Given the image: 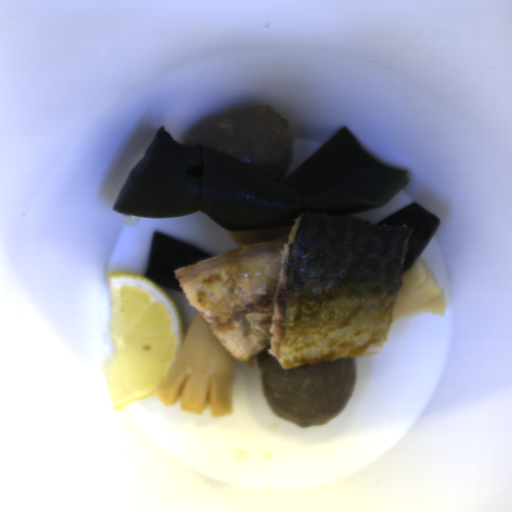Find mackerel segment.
Listing matches in <instances>:
<instances>
[{
	"label": "mackerel segment",
	"mask_w": 512,
	"mask_h": 512,
	"mask_svg": "<svg viewBox=\"0 0 512 512\" xmlns=\"http://www.w3.org/2000/svg\"><path fill=\"white\" fill-rule=\"evenodd\" d=\"M413 230L351 215L300 213L280 238L173 272L232 358L264 349L280 368L384 350Z\"/></svg>",
	"instance_id": "1"
}]
</instances>
